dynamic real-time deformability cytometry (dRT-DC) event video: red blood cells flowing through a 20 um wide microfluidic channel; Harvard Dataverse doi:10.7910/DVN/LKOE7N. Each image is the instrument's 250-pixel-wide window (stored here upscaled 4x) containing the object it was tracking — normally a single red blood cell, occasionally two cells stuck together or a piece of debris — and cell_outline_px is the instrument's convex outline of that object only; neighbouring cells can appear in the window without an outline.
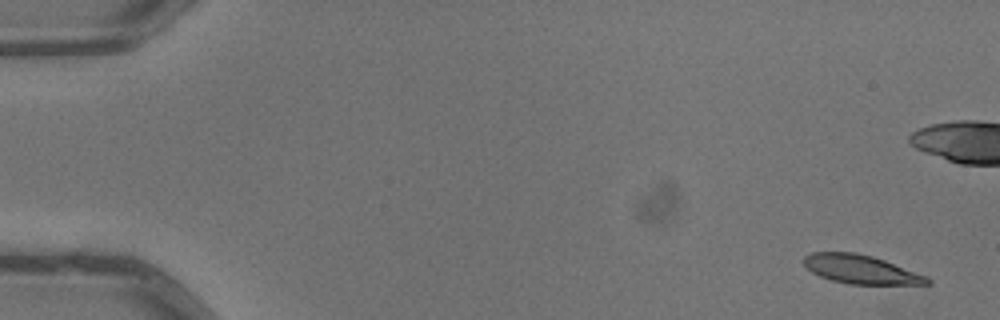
{"species": "common noctule bat (a hibernating species)", "species_latin": "Nyctalus noctula", "temperature_condition": "warm", "stored_images_in_passage": 6, "camera_frame_rate_fps": 3000, "um_per_image_px": 0.085, "animal": {"sex": "male", "body_mass_g": 13.3}, "frame": {"image": 1, "passage_image": 1, "time_ms": 0.0, "image_size_px": [1000, 320], "cell_outline_px": [[932, 284], [848, 284], [832, 280], [820, 276], [812, 272], [804, 264], [804, 256], [812, 252], [856, 252], [872, 256], [884, 260], [928, 276], [932, 280]], "centroid_in_image_um": [73.2, 22.89], "position_along_channel_um": 11.8, "area_um2": 20.63}}